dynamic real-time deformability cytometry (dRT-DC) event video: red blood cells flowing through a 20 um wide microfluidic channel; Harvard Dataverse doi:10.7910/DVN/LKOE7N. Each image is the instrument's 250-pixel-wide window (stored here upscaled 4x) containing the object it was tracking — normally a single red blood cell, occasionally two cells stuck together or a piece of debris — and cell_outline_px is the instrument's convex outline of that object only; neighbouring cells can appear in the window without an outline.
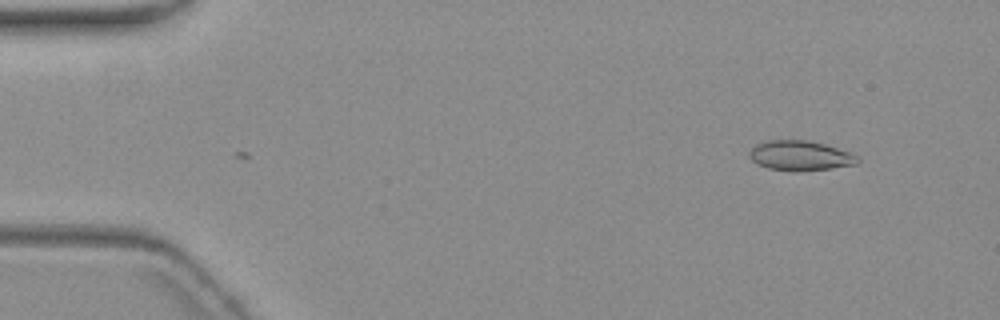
{"species": "common noctule bat (a hibernating species)", "species_latin": "Nyctalus noctula", "temperature_condition": "warm", "stored_images_in_passage": 3, "camera_frame_rate_fps": 3000, "um_per_image_px": 0.085, "animal": {"sex": "female", "body_mass_g": 19.3, "forearm_length_mm": 54.1}, "frame": {"image": 1, "passage_image": 1, "time_ms": 0.0, "image_size_px": [1000, 320], "cell_outline_px": [[860, 160], [856, 164], [832, 168], [768, 168], [756, 164], [748, 156], [748, 152], [756, 144], [764, 140], [808, 140], [824, 144], [848, 152], [856, 156]], "centroid_in_image_um": [67.96, 13.17], "position_along_channel_um": 17.0, "area_um2": 17.98}}